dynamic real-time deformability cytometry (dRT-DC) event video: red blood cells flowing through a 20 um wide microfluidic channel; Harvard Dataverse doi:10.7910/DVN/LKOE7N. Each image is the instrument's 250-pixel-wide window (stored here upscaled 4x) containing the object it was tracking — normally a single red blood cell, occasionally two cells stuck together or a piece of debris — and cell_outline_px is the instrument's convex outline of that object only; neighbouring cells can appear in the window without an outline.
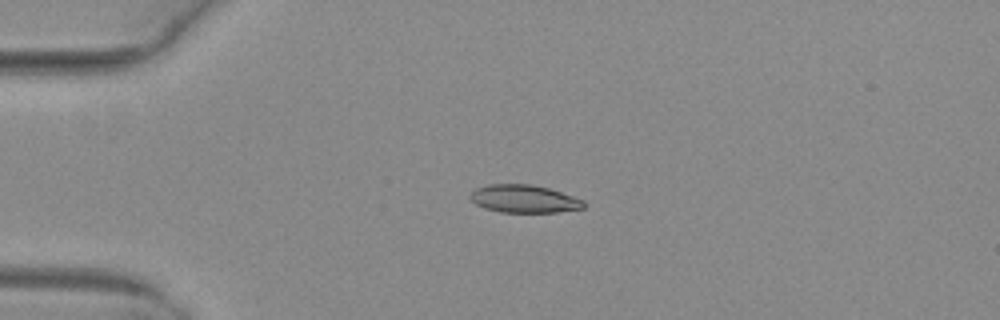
{"species": "common noctule bat (a hibernating species)", "species_latin": "Nyctalus noctula", "temperature_condition": "warm", "stored_images_in_passage": 40, "camera_frame_rate_fps": 3000, "um_per_image_px": 0.085, "animal": {"sex": "female", "body_mass_g": 29.2, "forearm_length_mm": 56.3}, "frame": {"image": 1, "passage_image": 1, "time_ms": 0.0, "image_size_px": [1000, 320], "cell_outline_px": [[584, 208], [556, 212], [500, 212], [484, 208], [476, 204], [468, 196], [476, 188], [488, 184], [532, 184], [548, 188], [584, 200]], "centroid_in_image_um": [44.52, 16.9], "position_along_channel_um": 40.5, "area_um2": 18.32}}
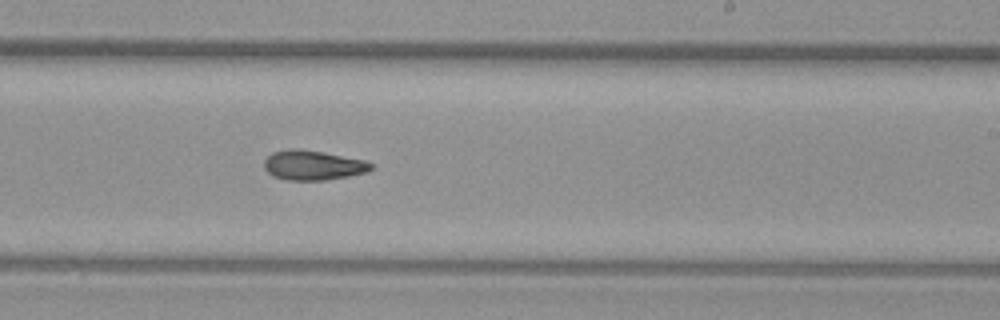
{"frame": {"image": 2, "passage_image": 20, "time_ms": 6.333, "image_size_px": [1000, 320], "cell_outline_px": [[372, 168], [368, 172], [348, 176], [324, 180], [288, 180], [272, 176], [264, 168], [264, 160], [272, 152], [288, 148], [300, 148], [324, 152], [364, 160], [372, 164]], "centroid_in_image_um": [26.57, 14.03], "position_along_channel_um": 262.4, "area_um2": 18.61}}
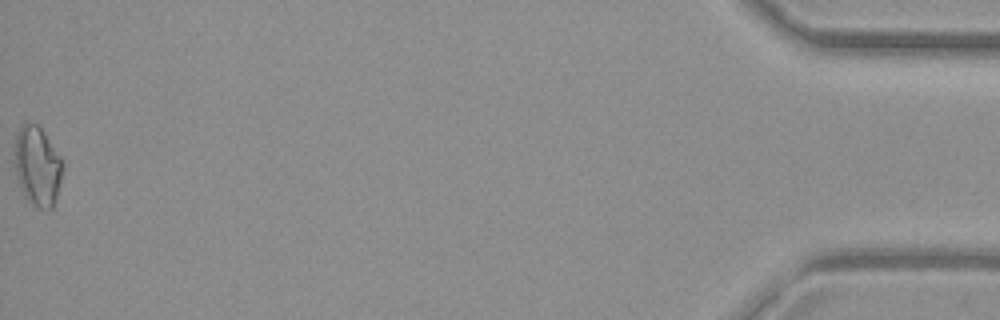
{"frame": {"image": 3, "passage_image": 40, "time_ms": 13.0, "image_size_px": [1000, 320], "cell_outline_px": [[64, 168], [56, 196], [52, 208], [48, 212], [36, 208], [24, 196], [20, 188], [16, 176], [16, 136], [20, 124], [36, 124], [44, 132], [60, 156], [64, 164]], "centroid_in_image_um": [3.2, 14.17], "position_along_channel_um": 432.0, "area_um2": 22.2}, "authors_computed_cell_mechanics": {"area_um2": 18.5538, "velocity_mm_per_s": 4.0496, "shape_relaxation_time_tau1_ms": null, "shape_relaxation_time_tau2_ms": 6.5094, "deformation_change_tau1": null, "deformation_change_tau2": 0.135}}